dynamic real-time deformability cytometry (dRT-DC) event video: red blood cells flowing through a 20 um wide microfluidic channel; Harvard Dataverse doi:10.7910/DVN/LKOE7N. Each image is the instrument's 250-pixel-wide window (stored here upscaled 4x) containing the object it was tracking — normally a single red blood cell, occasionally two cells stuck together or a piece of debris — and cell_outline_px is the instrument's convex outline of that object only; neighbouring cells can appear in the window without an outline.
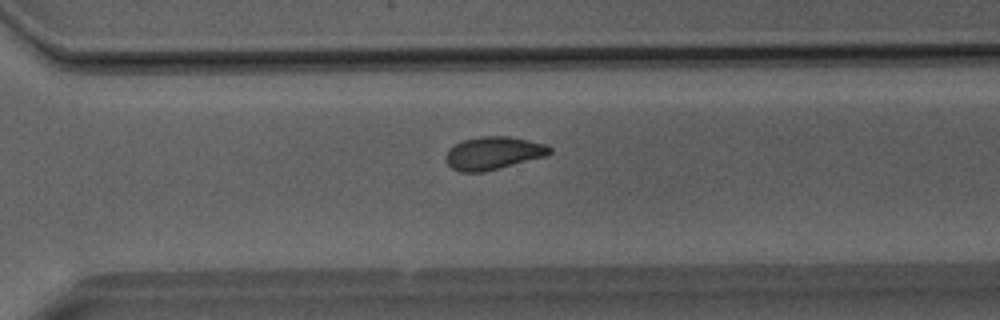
{"species": "Egyptian fruit bat (a non-hibernating species)", "species_latin": "Rousettus aegyptiacus", "temperature_condition": "room temperature", "stored_images_in_passage": 31, "camera_frame_rate_fps": 3000, "um_per_image_px": 0.085, "animal": {"sex": "male"}, "frame": {"image": 1, "passage_image": 22, "time_ms": 7.0, "image_size_px": [1000, 320], "cell_outline_px": [[552, 152], [548, 156], [484, 172], [460, 172], [452, 168], [448, 164], [448, 148], [464, 140], [480, 136], [508, 136], [528, 140], [544, 144], [552, 148]], "centroid_in_image_um": [41.98, 13.02], "position_along_channel_um": 328.6, "area_um2": 19.83}}
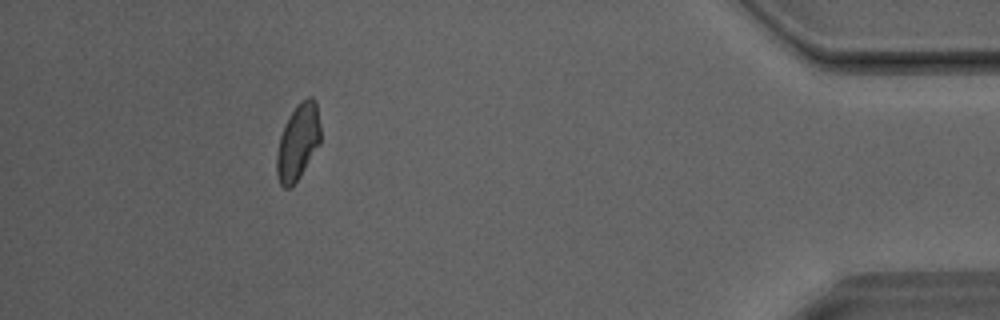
{"frame": {"image": 2, "passage_image": 30, "time_ms": 9.667, "image_size_px": [1000, 320], "cell_outline_px": [[320, 144], [300, 176], [292, 188], [284, 188], [280, 184], [276, 176], [276, 156], [280, 136], [284, 124], [300, 100], [308, 96], [312, 96], [316, 100], [320, 124]], "centroid_in_image_um": [25.32, 12.07], "position_along_channel_um": 409.9, "area_um2": 19.65}}